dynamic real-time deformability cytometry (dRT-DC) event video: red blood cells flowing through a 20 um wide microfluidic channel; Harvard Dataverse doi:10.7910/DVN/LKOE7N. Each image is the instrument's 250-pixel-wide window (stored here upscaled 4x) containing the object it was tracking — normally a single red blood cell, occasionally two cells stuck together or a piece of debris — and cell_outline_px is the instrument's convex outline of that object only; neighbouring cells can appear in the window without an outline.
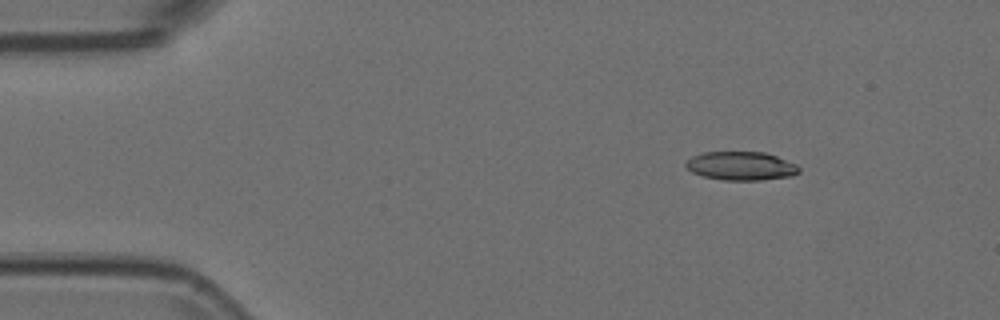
{"species": "Egyptian fruit bat (a non-hibernating species)", "species_latin": "Rousettus aegyptiacus", "temperature_condition": "room temperature", "stored_images_in_passage": 54, "camera_frame_rate_fps": 3000, "um_per_image_px": 0.085, "animal": {"sex": "female"}, "frame": {"image": 1, "passage_image": 7, "time_ms": 2.0, "image_size_px": [1000, 320], "cell_outline_px": [[800, 172], [792, 176], [760, 180], [724, 180], [704, 176], [692, 172], [684, 164], [692, 156], [704, 152], [764, 152], [776, 156], [796, 164], [800, 168]], "centroid_in_image_um": [63.0, 14.1], "position_along_channel_um": 22.0, "area_um2": 18.79}}
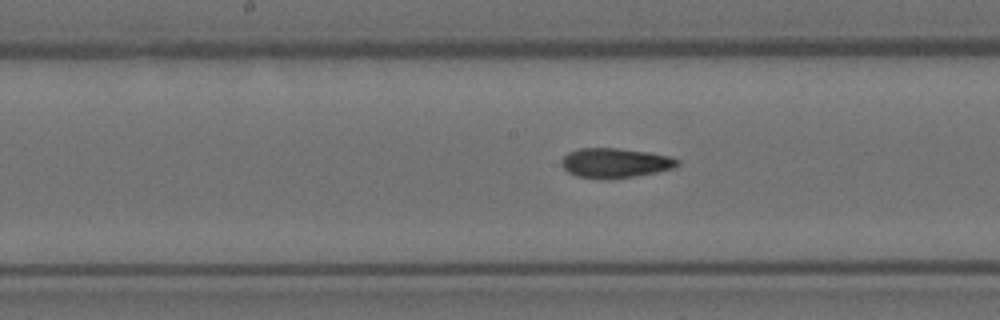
{"frame": {"image": 2, "passage_image": 27, "time_ms": 8.667, "image_size_px": [1000, 320], "cell_outline_px": [[680, 164], [672, 168], [656, 172], [636, 176], [608, 180], [576, 176], [568, 172], [564, 168], [560, 160], [568, 152], [580, 148], [616, 148], [648, 152], [672, 156], [680, 160]], "centroid_in_image_um": [52.29, 13.85], "position_along_channel_um": 195.9, "area_um2": 20.23}}
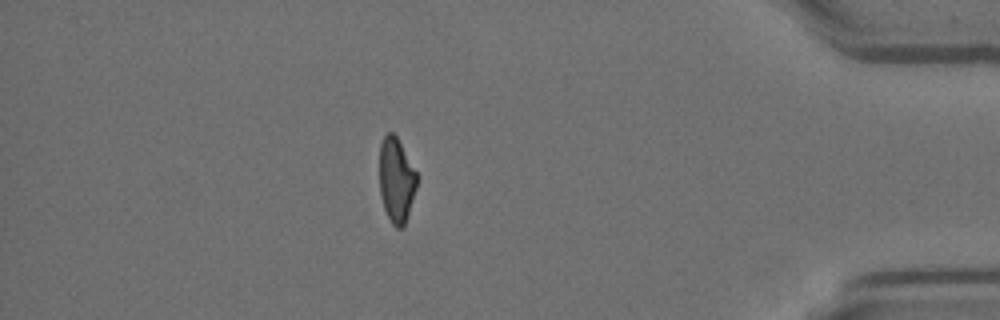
{"frame": {"image": 3, "passage_image": 47, "time_ms": 15.333, "image_size_px": [1000, 320], "cell_outline_px": [[416, 188], [404, 224], [400, 228], [396, 228], [392, 224], [384, 208], [380, 196], [380, 144], [384, 136], [388, 132], [392, 132], [396, 136], [416, 172]], "centroid_in_image_um": [33.66, 15.3], "position_along_channel_um": 401.5, "area_um2": 17.98}}